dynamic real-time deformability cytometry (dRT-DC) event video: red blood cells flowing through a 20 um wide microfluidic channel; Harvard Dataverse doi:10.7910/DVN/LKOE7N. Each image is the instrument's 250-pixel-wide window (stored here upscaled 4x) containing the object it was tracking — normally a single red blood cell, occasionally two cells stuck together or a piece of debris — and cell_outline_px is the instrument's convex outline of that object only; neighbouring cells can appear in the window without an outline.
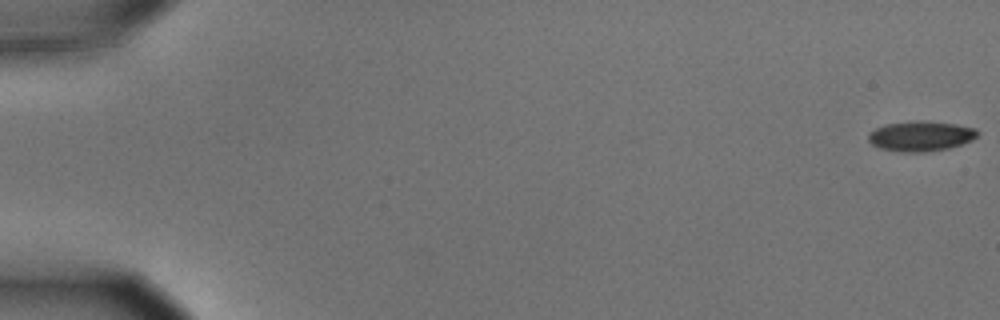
{"species": "common noctule bat (a hibernating species)", "species_latin": "Nyctalus noctula", "temperature_condition": "cold", "stored_images_in_passage": 6, "camera_frame_rate_fps": 3000, "um_per_image_px": 0.085, "animal": {"sex": "male", "body_mass_g": 15.6}, "frame": {"image": 1, "passage_image": 1, "time_ms": 0.0, "image_size_px": [1000, 320], "cell_outline_px": [[980, 132], [972, 140], [948, 148], [924, 152], [904, 152], [880, 148], [872, 144], [868, 140], [868, 132], [884, 124], [916, 120], [924, 120], [956, 124], [976, 128]], "centroid_in_image_um": [78.25, 11.55], "position_along_channel_um": 6.7, "area_um2": 19.25}}
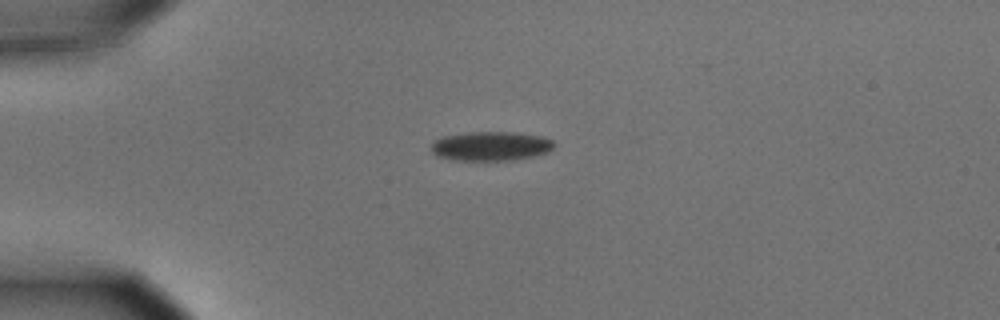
{"frame": {"image": 2, "passage_image": 5, "time_ms": 1.333, "image_size_px": [1000, 320], "cell_outline_px": [[556, 144], [548, 152], [532, 156], [512, 160], [452, 160], [436, 156], [432, 152], [432, 144], [436, 140], [444, 136], [468, 132], [516, 132], [544, 136], [552, 140]], "centroid_in_image_um": [41.74, 12.41], "position_along_channel_um": 43.3, "area_um2": 20.98}}